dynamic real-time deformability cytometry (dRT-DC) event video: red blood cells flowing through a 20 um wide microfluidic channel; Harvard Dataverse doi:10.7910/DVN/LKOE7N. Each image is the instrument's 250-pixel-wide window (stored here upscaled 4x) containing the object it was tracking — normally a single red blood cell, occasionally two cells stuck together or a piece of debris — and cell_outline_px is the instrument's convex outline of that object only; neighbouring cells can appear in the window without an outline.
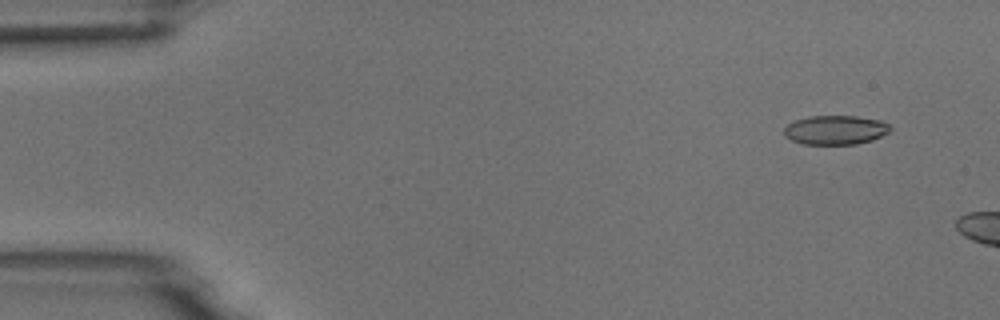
{"species": "common noctule bat (a hibernating species)", "species_latin": "Nyctalus noctula", "temperature_condition": "room temperature", "stored_images_in_passage": 3, "camera_frame_rate_fps": 3000, "um_per_image_px": 0.085, "animal": {"sex": "male", "body_mass_g": 18.8}, "frame": {"image": 1, "passage_image": 1, "time_ms": 0.0, "image_size_px": [1000, 320], "cell_outline_px": [[892, 128], [888, 132], [872, 140], [856, 144], [804, 144], [792, 140], [784, 136], [784, 128], [788, 124], [796, 120], [808, 116], [856, 116], [880, 120], [888, 124]], "centroid_in_image_um": [71.0, 11.04], "position_along_channel_um": 14.0, "area_um2": 17.98}}